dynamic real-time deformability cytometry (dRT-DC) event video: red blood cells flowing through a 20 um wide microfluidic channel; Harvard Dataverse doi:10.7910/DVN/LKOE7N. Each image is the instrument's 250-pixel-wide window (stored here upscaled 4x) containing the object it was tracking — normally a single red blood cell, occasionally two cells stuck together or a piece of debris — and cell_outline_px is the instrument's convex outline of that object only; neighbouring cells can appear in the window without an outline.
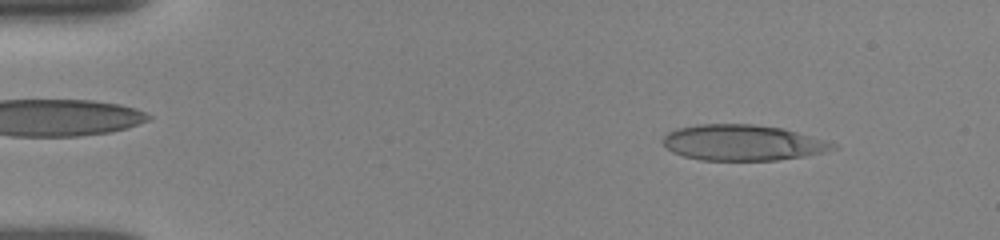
{"species": "human", "species_latin": "Homo sapiens", "temperature_condition": "room temperature", "stored_images_in_passage": 17, "camera_frame_rate_fps": 3000, "um_per_image_px": 0.085, "donor": {"sex": "female"}, "frame": {"image": 1, "passage_image": 6, "time_ms": 1.333, "image_size_px": [1000, 240], "cell_outline_px": [[840, 148], [804, 156], [776, 160], [700, 160], [684, 156], [672, 152], [664, 144], [664, 136], [668, 132], [676, 128], [696, 124], [756, 124], [784, 128], [836, 144]], "centroid_in_image_um": [63.11, 12.12], "position_along_channel_um": 21.9, "area_um2": 35.37}}
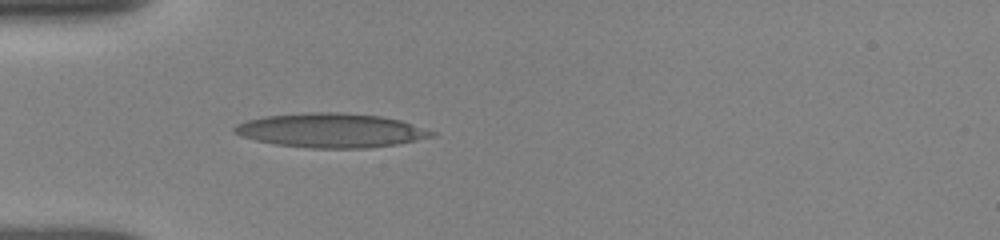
{"frame": {"image": 2, "passage_image": 15, "time_ms": 4.333, "image_size_px": [1000, 240], "cell_outline_px": [[436, 136], [396, 144], [368, 148], [312, 148], [276, 144], [256, 140], [240, 136], [232, 132], [232, 128], [236, 124], [248, 120], [264, 116], [308, 112], [340, 112], [380, 116], [400, 120], [436, 132]], "centroid_in_image_um": [28.11, 11.08], "position_along_channel_um": 56.9, "area_um2": 39.3}}